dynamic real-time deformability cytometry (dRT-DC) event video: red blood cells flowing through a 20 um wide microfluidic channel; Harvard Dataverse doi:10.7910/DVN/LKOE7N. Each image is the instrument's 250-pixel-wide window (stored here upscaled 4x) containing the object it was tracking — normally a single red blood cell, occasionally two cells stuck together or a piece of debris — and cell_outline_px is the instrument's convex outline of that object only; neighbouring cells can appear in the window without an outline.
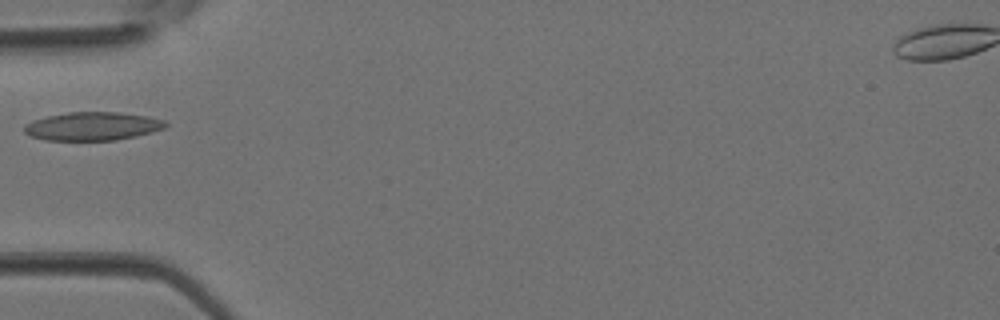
{"species": "Egyptian fruit bat (a non-hibernating species)", "species_latin": "Rousettus aegyptiacus", "temperature_condition": "room temperature", "stored_images_in_passage": 3, "camera_frame_rate_fps": 3000, "um_per_image_px": 0.085, "animal": {"sex": "female"}, "frame": {"image": 1, "passage_image": 3, "time_ms": 0.667, "image_size_px": [1000, 320], "cell_outline_px": [[168, 124], [164, 128], [152, 132], [136, 136], [116, 140], [44, 140], [32, 136], [24, 132], [24, 124], [32, 120], [48, 116], [68, 112], [116, 112], [148, 116], [164, 120]], "centroid_in_image_um": [7.86, 10.73], "position_along_channel_um": 77.1, "area_um2": 23.35}}